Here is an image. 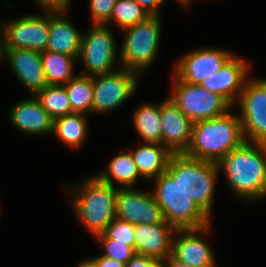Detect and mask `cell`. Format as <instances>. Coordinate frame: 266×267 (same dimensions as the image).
<instances>
[{
    "label": "cell",
    "mask_w": 266,
    "mask_h": 267,
    "mask_svg": "<svg viewBox=\"0 0 266 267\" xmlns=\"http://www.w3.org/2000/svg\"><path fill=\"white\" fill-rule=\"evenodd\" d=\"M161 18L149 16L145 21L127 27L119 59L121 66L138 73L148 69L158 53L161 37Z\"/></svg>",
    "instance_id": "6"
},
{
    "label": "cell",
    "mask_w": 266,
    "mask_h": 267,
    "mask_svg": "<svg viewBox=\"0 0 266 267\" xmlns=\"http://www.w3.org/2000/svg\"><path fill=\"white\" fill-rule=\"evenodd\" d=\"M9 113L12 125L23 133L44 135L53 131V119L35 95L17 102Z\"/></svg>",
    "instance_id": "20"
},
{
    "label": "cell",
    "mask_w": 266,
    "mask_h": 267,
    "mask_svg": "<svg viewBox=\"0 0 266 267\" xmlns=\"http://www.w3.org/2000/svg\"><path fill=\"white\" fill-rule=\"evenodd\" d=\"M41 59L48 85H64L75 77L73 68L77 57L45 50Z\"/></svg>",
    "instance_id": "25"
},
{
    "label": "cell",
    "mask_w": 266,
    "mask_h": 267,
    "mask_svg": "<svg viewBox=\"0 0 266 267\" xmlns=\"http://www.w3.org/2000/svg\"><path fill=\"white\" fill-rule=\"evenodd\" d=\"M96 240L103 245L105 252L103 256L113 258L121 263L126 264L135 254V249L131 246L125 245L124 243L114 242L109 239L104 233L98 234Z\"/></svg>",
    "instance_id": "29"
},
{
    "label": "cell",
    "mask_w": 266,
    "mask_h": 267,
    "mask_svg": "<svg viewBox=\"0 0 266 267\" xmlns=\"http://www.w3.org/2000/svg\"><path fill=\"white\" fill-rule=\"evenodd\" d=\"M0 60L3 57V29L0 27Z\"/></svg>",
    "instance_id": "38"
},
{
    "label": "cell",
    "mask_w": 266,
    "mask_h": 267,
    "mask_svg": "<svg viewBox=\"0 0 266 267\" xmlns=\"http://www.w3.org/2000/svg\"><path fill=\"white\" fill-rule=\"evenodd\" d=\"M96 176L113 187H116L114 182H118L122 185L120 188H133L135 180L141 175L129 151L115 156L109 163L107 171L103 170Z\"/></svg>",
    "instance_id": "24"
},
{
    "label": "cell",
    "mask_w": 266,
    "mask_h": 267,
    "mask_svg": "<svg viewBox=\"0 0 266 267\" xmlns=\"http://www.w3.org/2000/svg\"><path fill=\"white\" fill-rule=\"evenodd\" d=\"M3 57L7 58L17 78L32 95H36L48 85L41 52L30 49L3 48Z\"/></svg>",
    "instance_id": "18"
},
{
    "label": "cell",
    "mask_w": 266,
    "mask_h": 267,
    "mask_svg": "<svg viewBox=\"0 0 266 267\" xmlns=\"http://www.w3.org/2000/svg\"><path fill=\"white\" fill-rule=\"evenodd\" d=\"M234 54L218 48H200L183 55L175 66V75L184 82L199 85L219 71Z\"/></svg>",
    "instance_id": "13"
},
{
    "label": "cell",
    "mask_w": 266,
    "mask_h": 267,
    "mask_svg": "<svg viewBox=\"0 0 266 267\" xmlns=\"http://www.w3.org/2000/svg\"><path fill=\"white\" fill-rule=\"evenodd\" d=\"M109 26V27H108ZM110 25L93 24L88 34H82L80 53L77 59L83 61V75L94 76L116 71L117 46ZM116 69V70H114Z\"/></svg>",
    "instance_id": "8"
},
{
    "label": "cell",
    "mask_w": 266,
    "mask_h": 267,
    "mask_svg": "<svg viewBox=\"0 0 266 267\" xmlns=\"http://www.w3.org/2000/svg\"><path fill=\"white\" fill-rule=\"evenodd\" d=\"M116 218L131 224H157L164 221L161 207L152 192L117 188Z\"/></svg>",
    "instance_id": "12"
},
{
    "label": "cell",
    "mask_w": 266,
    "mask_h": 267,
    "mask_svg": "<svg viewBox=\"0 0 266 267\" xmlns=\"http://www.w3.org/2000/svg\"><path fill=\"white\" fill-rule=\"evenodd\" d=\"M217 164L238 198L253 201L266 196V144L244 141Z\"/></svg>",
    "instance_id": "1"
},
{
    "label": "cell",
    "mask_w": 266,
    "mask_h": 267,
    "mask_svg": "<svg viewBox=\"0 0 266 267\" xmlns=\"http://www.w3.org/2000/svg\"><path fill=\"white\" fill-rule=\"evenodd\" d=\"M103 233L114 242L124 243L135 249L134 224L115 218Z\"/></svg>",
    "instance_id": "30"
},
{
    "label": "cell",
    "mask_w": 266,
    "mask_h": 267,
    "mask_svg": "<svg viewBox=\"0 0 266 267\" xmlns=\"http://www.w3.org/2000/svg\"><path fill=\"white\" fill-rule=\"evenodd\" d=\"M69 8L49 7V36L46 50L77 57L80 53L82 32L64 14Z\"/></svg>",
    "instance_id": "19"
},
{
    "label": "cell",
    "mask_w": 266,
    "mask_h": 267,
    "mask_svg": "<svg viewBox=\"0 0 266 267\" xmlns=\"http://www.w3.org/2000/svg\"><path fill=\"white\" fill-rule=\"evenodd\" d=\"M161 267H191L179 260H177L172 254L166 259L161 261Z\"/></svg>",
    "instance_id": "35"
},
{
    "label": "cell",
    "mask_w": 266,
    "mask_h": 267,
    "mask_svg": "<svg viewBox=\"0 0 266 267\" xmlns=\"http://www.w3.org/2000/svg\"><path fill=\"white\" fill-rule=\"evenodd\" d=\"M153 196L164 220L176 229H198L211 223L209 218L167 173L154 179Z\"/></svg>",
    "instance_id": "5"
},
{
    "label": "cell",
    "mask_w": 266,
    "mask_h": 267,
    "mask_svg": "<svg viewBox=\"0 0 266 267\" xmlns=\"http://www.w3.org/2000/svg\"><path fill=\"white\" fill-rule=\"evenodd\" d=\"M138 3L151 16H159L161 6L166 0H133Z\"/></svg>",
    "instance_id": "33"
},
{
    "label": "cell",
    "mask_w": 266,
    "mask_h": 267,
    "mask_svg": "<svg viewBox=\"0 0 266 267\" xmlns=\"http://www.w3.org/2000/svg\"><path fill=\"white\" fill-rule=\"evenodd\" d=\"M42 8L56 7L65 8V0H35Z\"/></svg>",
    "instance_id": "36"
},
{
    "label": "cell",
    "mask_w": 266,
    "mask_h": 267,
    "mask_svg": "<svg viewBox=\"0 0 266 267\" xmlns=\"http://www.w3.org/2000/svg\"><path fill=\"white\" fill-rule=\"evenodd\" d=\"M248 64L234 54L219 71L206 77L199 85L220 95L233 107L250 77Z\"/></svg>",
    "instance_id": "14"
},
{
    "label": "cell",
    "mask_w": 266,
    "mask_h": 267,
    "mask_svg": "<svg viewBox=\"0 0 266 267\" xmlns=\"http://www.w3.org/2000/svg\"><path fill=\"white\" fill-rule=\"evenodd\" d=\"M126 267H161V261L153 257L135 254L126 263Z\"/></svg>",
    "instance_id": "32"
},
{
    "label": "cell",
    "mask_w": 266,
    "mask_h": 267,
    "mask_svg": "<svg viewBox=\"0 0 266 267\" xmlns=\"http://www.w3.org/2000/svg\"><path fill=\"white\" fill-rule=\"evenodd\" d=\"M130 153L141 176L155 179L166 172L167 164L172 153L160 143L145 142Z\"/></svg>",
    "instance_id": "21"
},
{
    "label": "cell",
    "mask_w": 266,
    "mask_h": 267,
    "mask_svg": "<svg viewBox=\"0 0 266 267\" xmlns=\"http://www.w3.org/2000/svg\"><path fill=\"white\" fill-rule=\"evenodd\" d=\"M118 0H89L91 20L93 24L105 25L112 14Z\"/></svg>",
    "instance_id": "31"
},
{
    "label": "cell",
    "mask_w": 266,
    "mask_h": 267,
    "mask_svg": "<svg viewBox=\"0 0 266 267\" xmlns=\"http://www.w3.org/2000/svg\"><path fill=\"white\" fill-rule=\"evenodd\" d=\"M43 9L45 15H25L3 25V48L45 51L49 36V7Z\"/></svg>",
    "instance_id": "11"
},
{
    "label": "cell",
    "mask_w": 266,
    "mask_h": 267,
    "mask_svg": "<svg viewBox=\"0 0 266 267\" xmlns=\"http://www.w3.org/2000/svg\"><path fill=\"white\" fill-rule=\"evenodd\" d=\"M77 267H98L97 260L93 257L82 261Z\"/></svg>",
    "instance_id": "37"
},
{
    "label": "cell",
    "mask_w": 266,
    "mask_h": 267,
    "mask_svg": "<svg viewBox=\"0 0 266 267\" xmlns=\"http://www.w3.org/2000/svg\"><path fill=\"white\" fill-rule=\"evenodd\" d=\"M210 226L177 229L175 234L178 238H173L172 255L191 267H217L211 247L200 237L208 233Z\"/></svg>",
    "instance_id": "16"
},
{
    "label": "cell",
    "mask_w": 266,
    "mask_h": 267,
    "mask_svg": "<svg viewBox=\"0 0 266 267\" xmlns=\"http://www.w3.org/2000/svg\"><path fill=\"white\" fill-rule=\"evenodd\" d=\"M148 14L138 3L133 0H118L113 7L108 23H114L122 30L145 21Z\"/></svg>",
    "instance_id": "28"
},
{
    "label": "cell",
    "mask_w": 266,
    "mask_h": 267,
    "mask_svg": "<svg viewBox=\"0 0 266 267\" xmlns=\"http://www.w3.org/2000/svg\"><path fill=\"white\" fill-rule=\"evenodd\" d=\"M162 145L172 154H182L191 143L193 122L167 97L160 103Z\"/></svg>",
    "instance_id": "15"
},
{
    "label": "cell",
    "mask_w": 266,
    "mask_h": 267,
    "mask_svg": "<svg viewBox=\"0 0 266 267\" xmlns=\"http://www.w3.org/2000/svg\"><path fill=\"white\" fill-rule=\"evenodd\" d=\"M117 188L95 175L72 190V208L82 225L94 237L103 233L116 218Z\"/></svg>",
    "instance_id": "3"
},
{
    "label": "cell",
    "mask_w": 266,
    "mask_h": 267,
    "mask_svg": "<svg viewBox=\"0 0 266 267\" xmlns=\"http://www.w3.org/2000/svg\"><path fill=\"white\" fill-rule=\"evenodd\" d=\"M174 76V88L169 97L193 123L217 118L230 111L231 105L220 95Z\"/></svg>",
    "instance_id": "7"
},
{
    "label": "cell",
    "mask_w": 266,
    "mask_h": 267,
    "mask_svg": "<svg viewBox=\"0 0 266 267\" xmlns=\"http://www.w3.org/2000/svg\"><path fill=\"white\" fill-rule=\"evenodd\" d=\"M245 141L239 115L229 111L217 118L194 122L189 148L185 155L218 163Z\"/></svg>",
    "instance_id": "2"
},
{
    "label": "cell",
    "mask_w": 266,
    "mask_h": 267,
    "mask_svg": "<svg viewBox=\"0 0 266 267\" xmlns=\"http://www.w3.org/2000/svg\"><path fill=\"white\" fill-rule=\"evenodd\" d=\"M219 171L217 163L194 159L184 153L172 154L166 168V172L209 218Z\"/></svg>",
    "instance_id": "4"
},
{
    "label": "cell",
    "mask_w": 266,
    "mask_h": 267,
    "mask_svg": "<svg viewBox=\"0 0 266 267\" xmlns=\"http://www.w3.org/2000/svg\"><path fill=\"white\" fill-rule=\"evenodd\" d=\"M84 113H71L53 120L54 135L70 148H79L87 137V121Z\"/></svg>",
    "instance_id": "22"
},
{
    "label": "cell",
    "mask_w": 266,
    "mask_h": 267,
    "mask_svg": "<svg viewBox=\"0 0 266 267\" xmlns=\"http://www.w3.org/2000/svg\"><path fill=\"white\" fill-rule=\"evenodd\" d=\"M133 123L143 142L162 144L160 103L139 106L133 113Z\"/></svg>",
    "instance_id": "23"
},
{
    "label": "cell",
    "mask_w": 266,
    "mask_h": 267,
    "mask_svg": "<svg viewBox=\"0 0 266 267\" xmlns=\"http://www.w3.org/2000/svg\"><path fill=\"white\" fill-rule=\"evenodd\" d=\"M71 0H65V8H69Z\"/></svg>",
    "instance_id": "40"
},
{
    "label": "cell",
    "mask_w": 266,
    "mask_h": 267,
    "mask_svg": "<svg viewBox=\"0 0 266 267\" xmlns=\"http://www.w3.org/2000/svg\"><path fill=\"white\" fill-rule=\"evenodd\" d=\"M95 259L97 260L98 267H126V264L107 256H95Z\"/></svg>",
    "instance_id": "34"
},
{
    "label": "cell",
    "mask_w": 266,
    "mask_h": 267,
    "mask_svg": "<svg viewBox=\"0 0 266 267\" xmlns=\"http://www.w3.org/2000/svg\"><path fill=\"white\" fill-rule=\"evenodd\" d=\"M178 1V2H177ZM192 0H176V2L180 5H183L185 7V9L187 8L188 9V6L190 5V2Z\"/></svg>",
    "instance_id": "39"
},
{
    "label": "cell",
    "mask_w": 266,
    "mask_h": 267,
    "mask_svg": "<svg viewBox=\"0 0 266 267\" xmlns=\"http://www.w3.org/2000/svg\"><path fill=\"white\" fill-rule=\"evenodd\" d=\"M237 102L245 141L266 144V79L249 77Z\"/></svg>",
    "instance_id": "9"
},
{
    "label": "cell",
    "mask_w": 266,
    "mask_h": 267,
    "mask_svg": "<svg viewBox=\"0 0 266 267\" xmlns=\"http://www.w3.org/2000/svg\"><path fill=\"white\" fill-rule=\"evenodd\" d=\"M176 228L165 220L157 224H134L135 252L160 261L172 254Z\"/></svg>",
    "instance_id": "17"
},
{
    "label": "cell",
    "mask_w": 266,
    "mask_h": 267,
    "mask_svg": "<svg viewBox=\"0 0 266 267\" xmlns=\"http://www.w3.org/2000/svg\"><path fill=\"white\" fill-rule=\"evenodd\" d=\"M139 75L121 67L110 73L94 75L92 113H106L120 107L135 93Z\"/></svg>",
    "instance_id": "10"
},
{
    "label": "cell",
    "mask_w": 266,
    "mask_h": 267,
    "mask_svg": "<svg viewBox=\"0 0 266 267\" xmlns=\"http://www.w3.org/2000/svg\"><path fill=\"white\" fill-rule=\"evenodd\" d=\"M79 75L64 84L71 109L74 113H92L93 76Z\"/></svg>",
    "instance_id": "26"
},
{
    "label": "cell",
    "mask_w": 266,
    "mask_h": 267,
    "mask_svg": "<svg viewBox=\"0 0 266 267\" xmlns=\"http://www.w3.org/2000/svg\"><path fill=\"white\" fill-rule=\"evenodd\" d=\"M35 96L53 120L74 113L64 85H47Z\"/></svg>",
    "instance_id": "27"
}]
</instances>
